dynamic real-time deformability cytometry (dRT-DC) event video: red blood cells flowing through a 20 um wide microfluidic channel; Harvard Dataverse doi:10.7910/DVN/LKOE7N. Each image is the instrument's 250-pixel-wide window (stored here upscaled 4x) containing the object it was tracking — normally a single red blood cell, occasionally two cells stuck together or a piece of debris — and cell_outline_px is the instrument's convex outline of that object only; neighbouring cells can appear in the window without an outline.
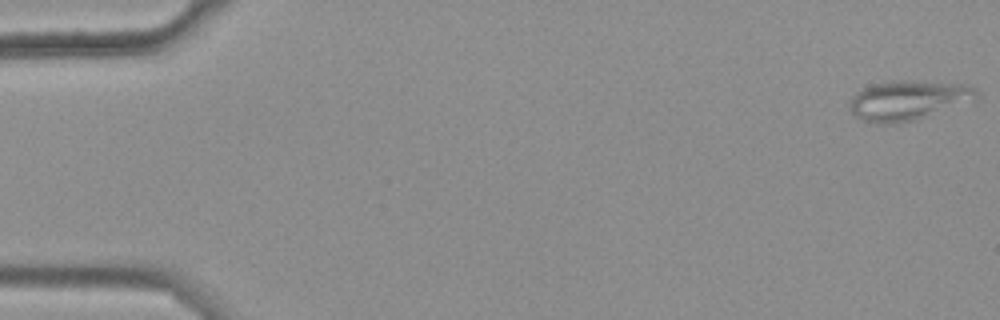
{"species": "common noctule bat (a hibernating species)", "species_latin": "Nyctalus noctula", "temperature_condition": "warm", "stored_images_in_passage": 17, "camera_frame_rate_fps": 3000, "um_per_image_px": 0.085, "animal": {"sex": "female", "body_mass_g": 25.1}, "frame": {"image": 1, "passage_image": 1, "time_ms": 0.0, "image_size_px": [1000, 320], "cell_outline_px": [[980, 96], [976, 100], [916, 120], [896, 124], [864, 124], [852, 112], [848, 104], [848, 100], [852, 96], [864, 88], [872, 84], [888, 80], [924, 80], [968, 84], [976, 88], [980, 92]], "centroid_in_image_um": [77.21, 8.52], "position_along_channel_um": 7.8, "area_um2": 30.46}}